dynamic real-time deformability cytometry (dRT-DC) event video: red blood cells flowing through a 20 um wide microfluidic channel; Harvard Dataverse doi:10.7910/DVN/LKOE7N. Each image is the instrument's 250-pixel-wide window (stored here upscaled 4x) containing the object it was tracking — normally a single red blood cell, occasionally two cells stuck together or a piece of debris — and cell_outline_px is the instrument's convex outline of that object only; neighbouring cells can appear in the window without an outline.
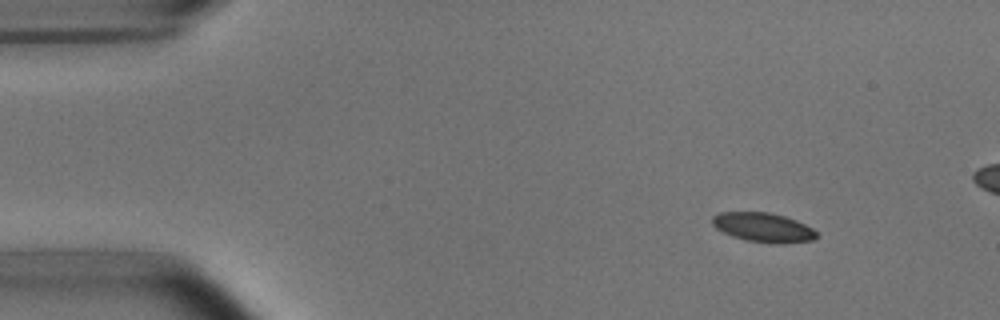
{"species": "common noctule bat (a hibernating species)", "species_latin": "Nyctalus noctula", "temperature_condition": "room temperature", "stored_images_in_passage": 8, "camera_frame_rate_fps": 3000, "um_per_image_px": 0.085, "animal": {"sex": "male", "body_mass_g": 15.6}, "frame": {"image": 1, "passage_image": 2, "time_ms": 2.0, "image_size_px": [1000, 320], "cell_outline_px": [[820, 236], [812, 240], [784, 244], [776, 244], [744, 240], [732, 236], [716, 228], [712, 224], [712, 216], [720, 212], [768, 212], [784, 216], [796, 220], [812, 228]], "centroid_in_image_um": [64.88, 19.34], "position_along_channel_um": 20.1, "area_um2": 17.92}}
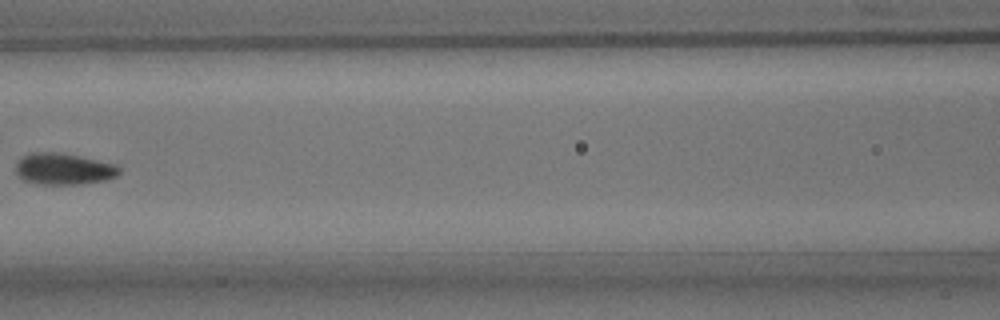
{"frame": {"image": 2, "passage_image": 7, "time_ms": 8.0, "image_size_px": [1000, 320], "cell_outline_px": [[120, 172], [116, 176], [108, 180], [84, 184], [36, 184], [24, 180], [16, 172], [16, 160], [32, 152], [60, 152], [80, 156], [116, 164], [120, 168]], "centroid_in_image_um": [5.42, 14.36], "position_along_channel_um": 161.2, "area_um2": 19.19}}
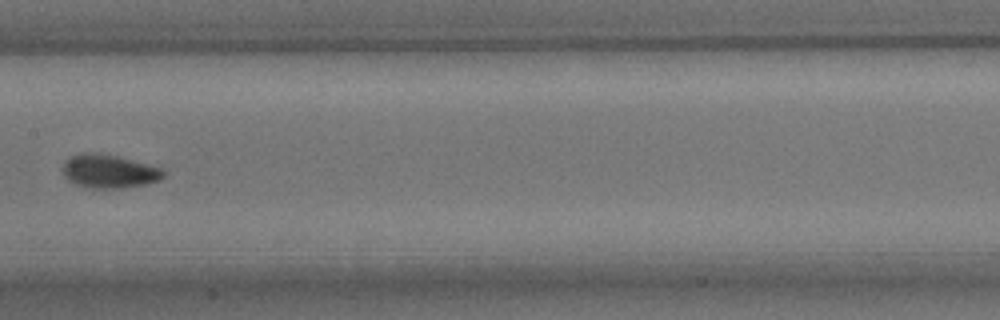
{"frame": {"image": 3, "passage_image": 8, "time_ms": 9.0, "image_size_px": [1000, 320], "cell_outline_px": [[164, 176], [160, 180], [148, 184], [120, 188], [92, 188], [76, 184], [68, 180], [64, 176], [64, 160], [68, 156], [84, 152], [100, 152], [120, 156], [164, 168]], "centroid_in_image_um": [9.29, 14.53], "position_along_channel_um": 198.1, "area_um2": 20.06}}